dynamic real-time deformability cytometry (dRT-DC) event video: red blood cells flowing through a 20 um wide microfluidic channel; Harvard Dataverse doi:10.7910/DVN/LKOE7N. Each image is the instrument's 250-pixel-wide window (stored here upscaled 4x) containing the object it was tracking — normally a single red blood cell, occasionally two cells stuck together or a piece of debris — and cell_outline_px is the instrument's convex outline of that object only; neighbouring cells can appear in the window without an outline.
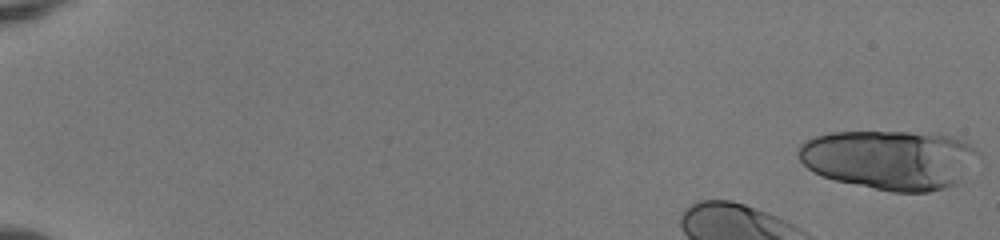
{"species": "human", "species_latin": "Homo sapiens", "temperature_condition": "room temperature", "stored_images_in_passage": 2, "camera_frame_rate_fps": 3000, "um_per_image_px": 0.085, "donor": {"sex": "female"}, "frame": {"image": 1, "passage_image": 1, "time_ms": 0.0, "image_size_px": [1000, 240], "cell_outline_px": [[980, 156], [956, 184], [944, 188], [928, 192], [892, 192], [836, 180], [812, 172], [796, 156], [796, 152], [800, 144], [804, 140], [816, 136], [832, 132], [932, 132], [952, 136], [972, 144], [980, 152]], "centroid_in_image_um": [75.63, 13.55], "position_along_channel_um": 9.4, "area_um2": 62.89}}